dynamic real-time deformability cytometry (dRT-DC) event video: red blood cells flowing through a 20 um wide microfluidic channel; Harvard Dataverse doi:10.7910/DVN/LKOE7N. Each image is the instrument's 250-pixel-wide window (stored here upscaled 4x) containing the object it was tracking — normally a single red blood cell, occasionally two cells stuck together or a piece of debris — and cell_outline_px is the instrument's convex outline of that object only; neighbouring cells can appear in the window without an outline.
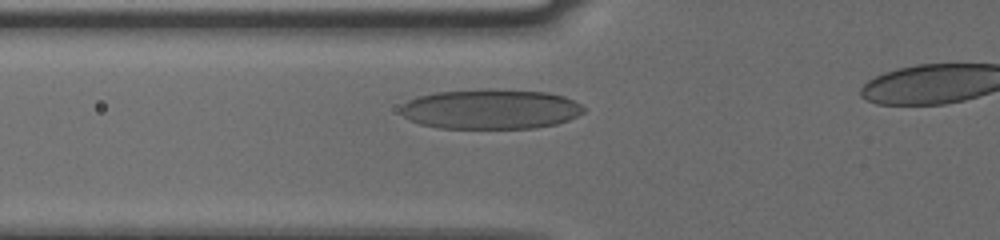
{"species": "human", "species_latin": "Homo sapiens", "temperature_condition": "cold", "stored_images_in_passage": 9, "camera_frame_rate_fps": 3000, "um_per_image_px": 0.085, "donor": {"sex": "male"}, "frame": {"image": 1, "passage_image": 7, "time_ms": 2.0, "image_size_px": [1000, 240], "cell_outline_px": [[584, 112], [568, 120], [556, 124], [536, 128], [440, 128], [420, 124], [404, 116], [400, 112], [400, 108], [408, 100], [420, 96], [436, 92], [480, 88], [496, 88], [548, 92], [564, 96], [580, 104], [584, 108]], "centroid_in_image_um": [41.72, 9.26], "position_along_channel_um": 84.1, "area_um2": 42.89}}
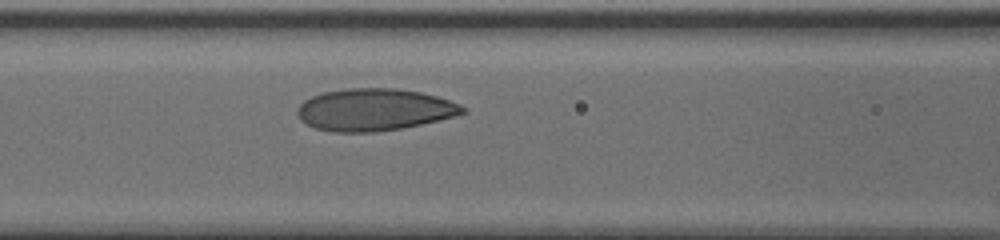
{"frame": {"image": 2, "passage_image": 9, "time_ms": 2.667, "image_size_px": [1000, 240], "cell_outline_px": [[468, 112], [456, 116], [420, 124], [400, 128], [372, 132], [332, 132], [316, 128], [300, 120], [296, 112], [296, 108], [304, 100], [312, 96], [324, 92], [348, 88], [396, 88], [420, 92], [436, 96], [460, 104]], "centroid_in_image_um": [31.8, 9.32], "position_along_channel_um": 134.8, "area_um2": 40.46}}